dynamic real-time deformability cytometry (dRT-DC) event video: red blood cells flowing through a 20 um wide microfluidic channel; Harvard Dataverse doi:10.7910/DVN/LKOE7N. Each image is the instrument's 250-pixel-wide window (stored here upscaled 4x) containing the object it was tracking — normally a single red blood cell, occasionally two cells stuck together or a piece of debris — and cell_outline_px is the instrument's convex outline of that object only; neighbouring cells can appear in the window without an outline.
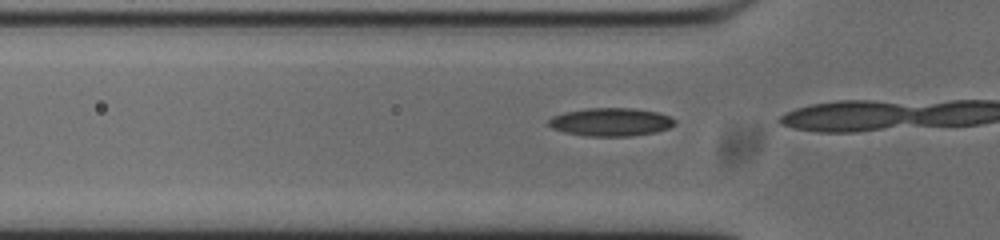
{"species": "common noctule bat (a hibernating species)", "species_latin": "Nyctalus noctula", "temperature_condition": "cold", "stored_images_in_passage": 14, "camera_frame_rate_fps": 3000, "um_per_image_px": 0.085, "animal": {"sex": "male", "body_mass_g": 20.0, "forearm_length_mm": 53.3}, "frame": {"image": 1, "passage_image": 12, "time_ms": 3.667, "image_size_px": [1000, 240], "cell_outline_px": [[676, 124], [668, 128], [656, 132], [632, 136], [584, 136], [564, 132], [552, 128], [548, 124], [548, 120], [552, 116], [564, 112], [588, 108], [632, 108], [656, 112], [668, 116], [676, 120]], "centroid_in_image_um": [51.9, 10.37], "position_along_channel_um": 73.9, "area_um2": 20.75}}